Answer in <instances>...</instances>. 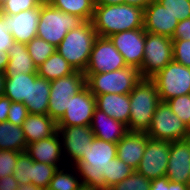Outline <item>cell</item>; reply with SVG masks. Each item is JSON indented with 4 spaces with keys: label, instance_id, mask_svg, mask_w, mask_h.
Returning a JSON list of instances; mask_svg holds the SVG:
<instances>
[{
    "label": "cell",
    "instance_id": "6da1fadb",
    "mask_svg": "<svg viewBox=\"0 0 190 190\" xmlns=\"http://www.w3.org/2000/svg\"><path fill=\"white\" fill-rule=\"evenodd\" d=\"M117 143L94 137L80 161L74 164L83 186L93 190H105L103 175H107L110 160L117 157Z\"/></svg>",
    "mask_w": 190,
    "mask_h": 190
},
{
    "label": "cell",
    "instance_id": "7a4b0ae2",
    "mask_svg": "<svg viewBox=\"0 0 190 190\" xmlns=\"http://www.w3.org/2000/svg\"><path fill=\"white\" fill-rule=\"evenodd\" d=\"M144 9L129 4H95L91 20L97 36L109 37L126 30L143 28Z\"/></svg>",
    "mask_w": 190,
    "mask_h": 190
},
{
    "label": "cell",
    "instance_id": "3957f363",
    "mask_svg": "<svg viewBox=\"0 0 190 190\" xmlns=\"http://www.w3.org/2000/svg\"><path fill=\"white\" fill-rule=\"evenodd\" d=\"M130 116L129 132L146 133L152 121V116L161 102L157 87L150 78H141L129 93Z\"/></svg>",
    "mask_w": 190,
    "mask_h": 190
},
{
    "label": "cell",
    "instance_id": "277c9868",
    "mask_svg": "<svg viewBox=\"0 0 190 190\" xmlns=\"http://www.w3.org/2000/svg\"><path fill=\"white\" fill-rule=\"evenodd\" d=\"M97 33L91 21L70 30L56 51L77 71L85 72Z\"/></svg>",
    "mask_w": 190,
    "mask_h": 190
},
{
    "label": "cell",
    "instance_id": "5b68a950",
    "mask_svg": "<svg viewBox=\"0 0 190 190\" xmlns=\"http://www.w3.org/2000/svg\"><path fill=\"white\" fill-rule=\"evenodd\" d=\"M84 22L80 17L56 9L44 1L41 4L37 37L57 47L70 30L78 28Z\"/></svg>",
    "mask_w": 190,
    "mask_h": 190
},
{
    "label": "cell",
    "instance_id": "8992f818",
    "mask_svg": "<svg viewBox=\"0 0 190 190\" xmlns=\"http://www.w3.org/2000/svg\"><path fill=\"white\" fill-rule=\"evenodd\" d=\"M85 77L86 86L94 95L129 94L142 78L139 70L132 66L111 72L85 74Z\"/></svg>",
    "mask_w": 190,
    "mask_h": 190
},
{
    "label": "cell",
    "instance_id": "52a82bcc",
    "mask_svg": "<svg viewBox=\"0 0 190 190\" xmlns=\"http://www.w3.org/2000/svg\"><path fill=\"white\" fill-rule=\"evenodd\" d=\"M86 86L84 72L74 73L50 81V95L47 114L56 122L64 115L71 96Z\"/></svg>",
    "mask_w": 190,
    "mask_h": 190
},
{
    "label": "cell",
    "instance_id": "ba28073f",
    "mask_svg": "<svg viewBox=\"0 0 190 190\" xmlns=\"http://www.w3.org/2000/svg\"><path fill=\"white\" fill-rule=\"evenodd\" d=\"M160 100L166 102L171 98L190 94V68L172 60L151 78Z\"/></svg>",
    "mask_w": 190,
    "mask_h": 190
},
{
    "label": "cell",
    "instance_id": "9c48e42d",
    "mask_svg": "<svg viewBox=\"0 0 190 190\" xmlns=\"http://www.w3.org/2000/svg\"><path fill=\"white\" fill-rule=\"evenodd\" d=\"M146 134L149 138L162 141H178L190 137V130L171 111L167 102L161 101L152 116V121Z\"/></svg>",
    "mask_w": 190,
    "mask_h": 190
},
{
    "label": "cell",
    "instance_id": "30bf717a",
    "mask_svg": "<svg viewBox=\"0 0 190 190\" xmlns=\"http://www.w3.org/2000/svg\"><path fill=\"white\" fill-rule=\"evenodd\" d=\"M173 40L146 32L144 58L139 70L142 78H152L173 60Z\"/></svg>",
    "mask_w": 190,
    "mask_h": 190
},
{
    "label": "cell",
    "instance_id": "8fae6325",
    "mask_svg": "<svg viewBox=\"0 0 190 190\" xmlns=\"http://www.w3.org/2000/svg\"><path fill=\"white\" fill-rule=\"evenodd\" d=\"M127 67L123 56L109 37L97 36L84 74H98Z\"/></svg>",
    "mask_w": 190,
    "mask_h": 190
},
{
    "label": "cell",
    "instance_id": "7c38bea8",
    "mask_svg": "<svg viewBox=\"0 0 190 190\" xmlns=\"http://www.w3.org/2000/svg\"><path fill=\"white\" fill-rule=\"evenodd\" d=\"M95 108V96L85 86L70 97L64 115L57 121V126H90Z\"/></svg>",
    "mask_w": 190,
    "mask_h": 190
},
{
    "label": "cell",
    "instance_id": "4fadbf2b",
    "mask_svg": "<svg viewBox=\"0 0 190 190\" xmlns=\"http://www.w3.org/2000/svg\"><path fill=\"white\" fill-rule=\"evenodd\" d=\"M170 142L148 138L136 171L149 180L164 177L169 161Z\"/></svg>",
    "mask_w": 190,
    "mask_h": 190
},
{
    "label": "cell",
    "instance_id": "5bb4252c",
    "mask_svg": "<svg viewBox=\"0 0 190 190\" xmlns=\"http://www.w3.org/2000/svg\"><path fill=\"white\" fill-rule=\"evenodd\" d=\"M146 31L144 28L126 30L109 36L114 47L123 56L127 66L141 69L144 58Z\"/></svg>",
    "mask_w": 190,
    "mask_h": 190
},
{
    "label": "cell",
    "instance_id": "9a60e30c",
    "mask_svg": "<svg viewBox=\"0 0 190 190\" xmlns=\"http://www.w3.org/2000/svg\"><path fill=\"white\" fill-rule=\"evenodd\" d=\"M61 139L63 154L76 164L82 159L88 149L89 143L94 139V133L90 126H57ZM66 151V152H65ZM66 154H65V153Z\"/></svg>",
    "mask_w": 190,
    "mask_h": 190
},
{
    "label": "cell",
    "instance_id": "2e32d148",
    "mask_svg": "<svg viewBox=\"0 0 190 190\" xmlns=\"http://www.w3.org/2000/svg\"><path fill=\"white\" fill-rule=\"evenodd\" d=\"M41 5L34 9L21 11L15 15L1 14L5 25L15 42L27 44L37 36Z\"/></svg>",
    "mask_w": 190,
    "mask_h": 190
},
{
    "label": "cell",
    "instance_id": "e0dca14e",
    "mask_svg": "<svg viewBox=\"0 0 190 190\" xmlns=\"http://www.w3.org/2000/svg\"><path fill=\"white\" fill-rule=\"evenodd\" d=\"M178 23L179 20L156 0L144 9L143 28L148 33L172 38Z\"/></svg>",
    "mask_w": 190,
    "mask_h": 190
},
{
    "label": "cell",
    "instance_id": "ac0fdd59",
    "mask_svg": "<svg viewBox=\"0 0 190 190\" xmlns=\"http://www.w3.org/2000/svg\"><path fill=\"white\" fill-rule=\"evenodd\" d=\"M190 166V137L170 142L166 177L176 183L187 184Z\"/></svg>",
    "mask_w": 190,
    "mask_h": 190
},
{
    "label": "cell",
    "instance_id": "d6986e66",
    "mask_svg": "<svg viewBox=\"0 0 190 190\" xmlns=\"http://www.w3.org/2000/svg\"><path fill=\"white\" fill-rule=\"evenodd\" d=\"M26 153L34 161L54 165L57 168H62L59 163L62 164V160H66L62 158L63 149L58 132L50 137L28 144Z\"/></svg>",
    "mask_w": 190,
    "mask_h": 190
},
{
    "label": "cell",
    "instance_id": "ffe728a7",
    "mask_svg": "<svg viewBox=\"0 0 190 190\" xmlns=\"http://www.w3.org/2000/svg\"><path fill=\"white\" fill-rule=\"evenodd\" d=\"M149 136L143 132H128L117 143V158L136 170L143 157Z\"/></svg>",
    "mask_w": 190,
    "mask_h": 190
},
{
    "label": "cell",
    "instance_id": "44dd1931",
    "mask_svg": "<svg viewBox=\"0 0 190 190\" xmlns=\"http://www.w3.org/2000/svg\"><path fill=\"white\" fill-rule=\"evenodd\" d=\"M90 127L94 137L112 143H118L129 132L126 124L97 108L94 109Z\"/></svg>",
    "mask_w": 190,
    "mask_h": 190
},
{
    "label": "cell",
    "instance_id": "7402d4cb",
    "mask_svg": "<svg viewBox=\"0 0 190 190\" xmlns=\"http://www.w3.org/2000/svg\"><path fill=\"white\" fill-rule=\"evenodd\" d=\"M94 96L97 109L128 126L130 116L129 94L107 93Z\"/></svg>",
    "mask_w": 190,
    "mask_h": 190
},
{
    "label": "cell",
    "instance_id": "603a6c76",
    "mask_svg": "<svg viewBox=\"0 0 190 190\" xmlns=\"http://www.w3.org/2000/svg\"><path fill=\"white\" fill-rule=\"evenodd\" d=\"M50 95V81L37 74H30L29 100L26 107L29 114L47 115Z\"/></svg>",
    "mask_w": 190,
    "mask_h": 190
},
{
    "label": "cell",
    "instance_id": "cb8c5ba5",
    "mask_svg": "<svg viewBox=\"0 0 190 190\" xmlns=\"http://www.w3.org/2000/svg\"><path fill=\"white\" fill-rule=\"evenodd\" d=\"M22 128L27 145L50 137L58 130L57 122L48 114H29L24 121Z\"/></svg>",
    "mask_w": 190,
    "mask_h": 190
},
{
    "label": "cell",
    "instance_id": "d4e9b609",
    "mask_svg": "<svg viewBox=\"0 0 190 190\" xmlns=\"http://www.w3.org/2000/svg\"><path fill=\"white\" fill-rule=\"evenodd\" d=\"M8 54L9 62L4 72L5 77L19 73L37 74V67L28 53L26 44L15 42L8 50Z\"/></svg>",
    "mask_w": 190,
    "mask_h": 190
},
{
    "label": "cell",
    "instance_id": "484cf974",
    "mask_svg": "<svg viewBox=\"0 0 190 190\" xmlns=\"http://www.w3.org/2000/svg\"><path fill=\"white\" fill-rule=\"evenodd\" d=\"M27 143L22 126L0 122V150L26 152Z\"/></svg>",
    "mask_w": 190,
    "mask_h": 190
},
{
    "label": "cell",
    "instance_id": "4316f807",
    "mask_svg": "<svg viewBox=\"0 0 190 190\" xmlns=\"http://www.w3.org/2000/svg\"><path fill=\"white\" fill-rule=\"evenodd\" d=\"M76 70L65 60L61 54L55 51L43 64L37 68V75L48 81L70 75Z\"/></svg>",
    "mask_w": 190,
    "mask_h": 190
},
{
    "label": "cell",
    "instance_id": "83f0119b",
    "mask_svg": "<svg viewBox=\"0 0 190 190\" xmlns=\"http://www.w3.org/2000/svg\"><path fill=\"white\" fill-rule=\"evenodd\" d=\"M30 74L19 73L12 77H5L4 95L12 102L26 104L29 100Z\"/></svg>",
    "mask_w": 190,
    "mask_h": 190
},
{
    "label": "cell",
    "instance_id": "f1b7e54d",
    "mask_svg": "<svg viewBox=\"0 0 190 190\" xmlns=\"http://www.w3.org/2000/svg\"><path fill=\"white\" fill-rule=\"evenodd\" d=\"M51 6L65 13L76 15L84 21H91L94 14L95 0H45Z\"/></svg>",
    "mask_w": 190,
    "mask_h": 190
},
{
    "label": "cell",
    "instance_id": "f546056e",
    "mask_svg": "<svg viewBox=\"0 0 190 190\" xmlns=\"http://www.w3.org/2000/svg\"><path fill=\"white\" fill-rule=\"evenodd\" d=\"M74 170L58 168L55 171L48 188L50 190H79L83 184L75 168Z\"/></svg>",
    "mask_w": 190,
    "mask_h": 190
},
{
    "label": "cell",
    "instance_id": "4dcf8cb0",
    "mask_svg": "<svg viewBox=\"0 0 190 190\" xmlns=\"http://www.w3.org/2000/svg\"><path fill=\"white\" fill-rule=\"evenodd\" d=\"M134 171L133 168L126 165L117 157L110 160V164L107 167V175H103L105 180V190H109L112 186L124 180Z\"/></svg>",
    "mask_w": 190,
    "mask_h": 190
},
{
    "label": "cell",
    "instance_id": "1f68e13d",
    "mask_svg": "<svg viewBox=\"0 0 190 190\" xmlns=\"http://www.w3.org/2000/svg\"><path fill=\"white\" fill-rule=\"evenodd\" d=\"M28 53L38 68L56 51V47L39 37H34L26 44Z\"/></svg>",
    "mask_w": 190,
    "mask_h": 190
},
{
    "label": "cell",
    "instance_id": "d6a6232c",
    "mask_svg": "<svg viewBox=\"0 0 190 190\" xmlns=\"http://www.w3.org/2000/svg\"><path fill=\"white\" fill-rule=\"evenodd\" d=\"M57 169L54 165L33 161L31 165V183L42 189L48 188Z\"/></svg>",
    "mask_w": 190,
    "mask_h": 190
},
{
    "label": "cell",
    "instance_id": "836d02e7",
    "mask_svg": "<svg viewBox=\"0 0 190 190\" xmlns=\"http://www.w3.org/2000/svg\"><path fill=\"white\" fill-rule=\"evenodd\" d=\"M151 180L138 173L136 170L109 190H150Z\"/></svg>",
    "mask_w": 190,
    "mask_h": 190
},
{
    "label": "cell",
    "instance_id": "e575fe53",
    "mask_svg": "<svg viewBox=\"0 0 190 190\" xmlns=\"http://www.w3.org/2000/svg\"><path fill=\"white\" fill-rule=\"evenodd\" d=\"M171 111L187 126L190 130V94L177 96L166 101Z\"/></svg>",
    "mask_w": 190,
    "mask_h": 190
},
{
    "label": "cell",
    "instance_id": "d590c367",
    "mask_svg": "<svg viewBox=\"0 0 190 190\" xmlns=\"http://www.w3.org/2000/svg\"><path fill=\"white\" fill-rule=\"evenodd\" d=\"M33 161L34 160L26 152H21L18 155L13 175L19 185L31 183V165Z\"/></svg>",
    "mask_w": 190,
    "mask_h": 190
},
{
    "label": "cell",
    "instance_id": "8d00e7d4",
    "mask_svg": "<svg viewBox=\"0 0 190 190\" xmlns=\"http://www.w3.org/2000/svg\"><path fill=\"white\" fill-rule=\"evenodd\" d=\"M179 21L190 18V0H156Z\"/></svg>",
    "mask_w": 190,
    "mask_h": 190
},
{
    "label": "cell",
    "instance_id": "74e56055",
    "mask_svg": "<svg viewBox=\"0 0 190 190\" xmlns=\"http://www.w3.org/2000/svg\"><path fill=\"white\" fill-rule=\"evenodd\" d=\"M45 0H6L1 6V14L15 15L21 11L39 7Z\"/></svg>",
    "mask_w": 190,
    "mask_h": 190
},
{
    "label": "cell",
    "instance_id": "f35d334b",
    "mask_svg": "<svg viewBox=\"0 0 190 190\" xmlns=\"http://www.w3.org/2000/svg\"><path fill=\"white\" fill-rule=\"evenodd\" d=\"M173 60L190 68V40H173Z\"/></svg>",
    "mask_w": 190,
    "mask_h": 190
},
{
    "label": "cell",
    "instance_id": "ab89813d",
    "mask_svg": "<svg viewBox=\"0 0 190 190\" xmlns=\"http://www.w3.org/2000/svg\"><path fill=\"white\" fill-rule=\"evenodd\" d=\"M21 152L0 150V178L14 174L16 161Z\"/></svg>",
    "mask_w": 190,
    "mask_h": 190
},
{
    "label": "cell",
    "instance_id": "60d3db41",
    "mask_svg": "<svg viewBox=\"0 0 190 190\" xmlns=\"http://www.w3.org/2000/svg\"><path fill=\"white\" fill-rule=\"evenodd\" d=\"M28 115L29 111L24 103L11 102L7 121L22 126Z\"/></svg>",
    "mask_w": 190,
    "mask_h": 190
},
{
    "label": "cell",
    "instance_id": "b9f144b4",
    "mask_svg": "<svg viewBox=\"0 0 190 190\" xmlns=\"http://www.w3.org/2000/svg\"><path fill=\"white\" fill-rule=\"evenodd\" d=\"M150 190H190L188 184L170 181L166 176L151 180Z\"/></svg>",
    "mask_w": 190,
    "mask_h": 190
},
{
    "label": "cell",
    "instance_id": "7bdbcfd3",
    "mask_svg": "<svg viewBox=\"0 0 190 190\" xmlns=\"http://www.w3.org/2000/svg\"><path fill=\"white\" fill-rule=\"evenodd\" d=\"M14 43L15 40L12 34L5 25L2 17L0 16V50L8 51L13 46Z\"/></svg>",
    "mask_w": 190,
    "mask_h": 190
},
{
    "label": "cell",
    "instance_id": "ee69618b",
    "mask_svg": "<svg viewBox=\"0 0 190 190\" xmlns=\"http://www.w3.org/2000/svg\"><path fill=\"white\" fill-rule=\"evenodd\" d=\"M172 40H190V18L179 21Z\"/></svg>",
    "mask_w": 190,
    "mask_h": 190
},
{
    "label": "cell",
    "instance_id": "f6af8a7d",
    "mask_svg": "<svg viewBox=\"0 0 190 190\" xmlns=\"http://www.w3.org/2000/svg\"><path fill=\"white\" fill-rule=\"evenodd\" d=\"M18 187L19 183L13 174L0 178V190H17Z\"/></svg>",
    "mask_w": 190,
    "mask_h": 190
},
{
    "label": "cell",
    "instance_id": "bcb514c9",
    "mask_svg": "<svg viewBox=\"0 0 190 190\" xmlns=\"http://www.w3.org/2000/svg\"><path fill=\"white\" fill-rule=\"evenodd\" d=\"M11 100L5 95L0 96V122H6L8 118V110L10 109Z\"/></svg>",
    "mask_w": 190,
    "mask_h": 190
},
{
    "label": "cell",
    "instance_id": "7dc6e473",
    "mask_svg": "<svg viewBox=\"0 0 190 190\" xmlns=\"http://www.w3.org/2000/svg\"><path fill=\"white\" fill-rule=\"evenodd\" d=\"M9 62V54L8 51H1L0 50V72H5L6 67L8 66Z\"/></svg>",
    "mask_w": 190,
    "mask_h": 190
},
{
    "label": "cell",
    "instance_id": "c3c4849f",
    "mask_svg": "<svg viewBox=\"0 0 190 190\" xmlns=\"http://www.w3.org/2000/svg\"><path fill=\"white\" fill-rule=\"evenodd\" d=\"M153 0H125V4L133 5L145 9Z\"/></svg>",
    "mask_w": 190,
    "mask_h": 190
},
{
    "label": "cell",
    "instance_id": "681fc988",
    "mask_svg": "<svg viewBox=\"0 0 190 190\" xmlns=\"http://www.w3.org/2000/svg\"><path fill=\"white\" fill-rule=\"evenodd\" d=\"M125 0H95V4L102 5H114V4H124Z\"/></svg>",
    "mask_w": 190,
    "mask_h": 190
},
{
    "label": "cell",
    "instance_id": "f907efd6",
    "mask_svg": "<svg viewBox=\"0 0 190 190\" xmlns=\"http://www.w3.org/2000/svg\"><path fill=\"white\" fill-rule=\"evenodd\" d=\"M17 190H43V189L35 186L33 183H26L25 185H19Z\"/></svg>",
    "mask_w": 190,
    "mask_h": 190
},
{
    "label": "cell",
    "instance_id": "816d5d0a",
    "mask_svg": "<svg viewBox=\"0 0 190 190\" xmlns=\"http://www.w3.org/2000/svg\"><path fill=\"white\" fill-rule=\"evenodd\" d=\"M4 82H5V75L3 72H0V96L4 95Z\"/></svg>",
    "mask_w": 190,
    "mask_h": 190
},
{
    "label": "cell",
    "instance_id": "f5cc1de1",
    "mask_svg": "<svg viewBox=\"0 0 190 190\" xmlns=\"http://www.w3.org/2000/svg\"><path fill=\"white\" fill-rule=\"evenodd\" d=\"M79 190H93V189H90V188H88L86 186H82Z\"/></svg>",
    "mask_w": 190,
    "mask_h": 190
},
{
    "label": "cell",
    "instance_id": "db71d44e",
    "mask_svg": "<svg viewBox=\"0 0 190 190\" xmlns=\"http://www.w3.org/2000/svg\"><path fill=\"white\" fill-rule=\"evenodd\" d=\"M189 188H190V166H189V179H188V182H187Z\"/></svg>",
    "mask_w": 190,
    "mask_h": 190
},
{
    "label": "cell",
    "instance_id": "11a10c76",
    "mask_svg": "<svg viewBox=\"0 0 190 190\" xmlns=\"http://www.w3.org/2000/svg\"><path fill=\"white\" fill-rule=\"evenodd\" d=\"M6 2V0H0V8Z\"/></svg>",
    "mask_w": 190,
    "mask_h": 190
}]
</instances>
